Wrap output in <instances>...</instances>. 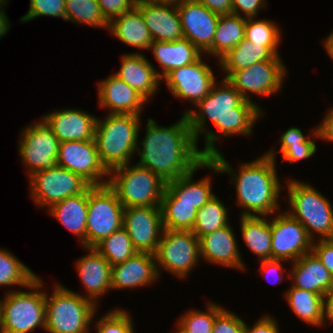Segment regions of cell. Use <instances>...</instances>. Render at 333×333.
Segmentation results:
<instances>
[{
    "label": "cell",
    "instance_id": "obj_1",
    "mask_svg": "<svg viewBox=\"0 0 333 333\" xmlns=\"http://www.w3.org/2000/svg\"><path fill=\"white\" fill-rule=\"evenodd\" d=\"M193 108H185L182 113L187 117L197 144L201 140L199 137H204L200 152L206 158L222 151L216 143L223 138L251 137L256 122L266 115L255 103L245 100L226 78L217 80L210 93ZM207 122L217 131L210 129Z\"/></svg>",
    "mask_w": 333,
    "mask_h": 333
},
{
    "label": "cell",
    "instance_id": "obj_2",
    "mask_svg": "<svg viewBox=\"0 0 333 333\" xmlns=\"http://www.w3.org/2000/svg\"><path fill=\"white\" fill-rule=\"evenodd\" d=\"M145 125L144 137L138 139L136 163L166 183L189 174L206 159L185 114L169 126L159 125L153 118H148Z\"/></svg>",
    "mask_w": 333,
    "mask_h": 333
},
{
    "label": "cell",
    "instance_id": "obj_3",
    "mask_svg": "<svg viewBox=\"0 0 333 333\" xmlns=\"http://www.w3.org/2000/svg\"><path fill=\"white\" fill-rule=\"evenodd\" d=\"M225 157L221 151L206 158L205 169L214 175H229L236 193L235 205L241 208L238 216H271L281 210L284 183L277 172V161L264 152L234 168Z\"/></svg>",
    "mask_w": 333,
    "mask_h": 333
},
{
    "label": "cell",
    "instance_id": "obj_4",
    "mask_svg": "<svg viewBox=\"0 0 333 333\" xmlns=\"http://www.w3.org/2000/svg\"><path fill=\"white\" fill-rule=\"evenodd\" d=\"M104 116H98L94 140L100 161L110 172L114 168L132 163L135 159L142 116L108 113Z\"/></svg>",
    "mask_w": 333,
    "mask_h": 333
},
{
    "label": "cell",
    "instance_id": "obj_5",
    "mask_svg": "<svg viewBox=\"0 0 333 333\" xmlns=\"http://www.w3.org/2000/svg\"><path fill=\"white\" fill-rule=\"evenodd\" d=\"M284 179L287 190L288 212L305 228L309 237L315 240L333 239V206L330 199L310 182L295 178Z\"/></svg>",
    "mask_w": 333,
    "mask_h": 333
},
{
    "label": "cell",
    "instance_id": "obj_6",
    "mask_svg": "<svg viewBox=\"0 0 333 333\" xmlns=\"http://www.w3.org/2000/svg\"><path fill=\"white\" fill-rule=\"evenodd\" d=\"M38 275L24 289L0 297V333H31L45 328L46 288ZM45 290V291H44Z\"/></svg>",
    "mask_w": 333,
    "mask_h": 333
},
{
    "label": "cell",
    "instance_id": "obj_7",
    "mask_svg": "<svg viewBox=\"0 0 333 333\" xmlns=\"http://www.w3.org/2000/svg\"><path fill=\"white\" fill-rule=\"evenodd\" d=\"M52 285L51 293L46 290L44 330L47 333H90L94 314L100 308L57 281Z\"/></svg>",
    "mask_w": 333,
    "mask_h": 333
},
{
    "label": "cell",
    "instance_id": "obj_8",
    "mask_svg": "<svg viewBox=\"0 0 333 333\" xmlns=\"http://www.w3.org/2000/svg\"><path fill=\"white\" fill-rule=\"evenodd\" d=\"M108 185L127 208L161 206L166 182L148 168L132 162L112 169Z\"/></svg>",
    "mask_w": 333,
    "mask_h": 333
},
{
    "label": "cell",
    "instance_id": "obj_9",
    "mask_svg": "<svg viewBox=\"0 0 333 333\" xmlns=\"http://www.w3.org/2000/svg\"><path fill=\"white\" fill-rule=\"evenodd\" d=\"M155 259L159 278L166 271L186 280L201 262L200 240L190 230L164 229Z\"/></svg>",
    "mask_w": 333,
    "mask_h": 333
},
{
    "label": "cell",
    "instance_id": "obj_10",
    "mask_svg": "<svg viewBox=\"0 0 333 333\" xmlns=\"http://www.w3.org/2000/svg\"><path fill=\"white\" fill-rule=\"evenodd\" d=\"M288 68L281 56H275L271 60L257 62L246 69L236 72H221L247 101L255 103L264 113L265 110L259 103L252 101L253 95L267 98L284 88V82L288 79ZM287 77V78H286Z\"/></svg>",
    "mask_w": 333,
    "mask_h": 333
},
{
    "label": "cell",
    "instance_id": "obj_11",
    "mask_svg": "<svg viewBox=\"0 0 333 333\" xmlns=\"http://www.w3.org/2000/svg\"><path fill=\"white\" fill-rule=\"evenodd\" d=\"M124 207L108 185L88 188L86 248H94L114 231L123 227Z\"/></svg>",
    "mask_w": 333,
    "mask_h": 333
},
{
    "label": "cell",
    "instance_id": "obj_12",
    "mask_svg": "<svg viewBox=\"0 0 333 333\" xmlns=\"http://www.w3.org/2000/svg\"><path fill=\"white\" fill-rule=\"evenodd\" d=\"M19 134L18 154L26 168L27 177L37 171L58 166L60 141L42 118L29 123Z\"/></svg>",
    "mask_w": 333,
    "mask_h": 333
},
{
    "label": "cell",
    "instance_id": "obj_13",
    "mask_svg": "<svg viewBox=\"0 0 333 333\" xmlns=\"http://www.w3.org/2000/svg\"><path fill=\"white\" fill-rule=\"evenodd\" d=\"M27 181L30 198L45 210L67 197L84 193L91 186L81 176L60 166L37 171Z\"/></svg>",
    "mask_w": 333,
    "mask_h": 333
},
{
    "label": "cell",
    "instance_id": "obj_14",
    "mask_svg": "<svg viewBox=\"0 0 333 333\" xmlns=\"http://www.w3.org/2000/svg\"><path fill=\"white\" fill-rule=\"evenodd\" d=\"M206 57V58H205ZM204 58L207 61H204ZM208 56L203 54L197 61L167 73L161 82H165L171 95L183 102L190 103L193 107L204 99L217 81L209 62Z\"/></svg>",
    "mask_w": 333,
    "mask_h": 333
},
{
    "label": "cell",
    "instance_id": "obj_15",
    "mask_svg": "<svg viewBox=\"0 0 333 333\" xmlns=\"http://www.w3.org/2000/svg\"><path fill=\"white\" fill-rule=\"evenodd\" d=\"M271 233V259L291 263L312 252L313 240L306 228L284 209L271 215Z\"/></svg>",
    "mask_w": 333,
    "mask_h": 333
},
{
    "label": "cell",
    "instance_id": "obj_16",
    "mask_svg": "<svg viewBox=\"0 0 333 333\" xmlns=\"http://www.w3.org/2000/svg\"><path fill=\"white\" fill-rule=\"evenodd\" d=\"M58 166L81 176L91 186L108 184L109 172L102 165L95 140L60 142Z\"/></svg>",
    "mask_w": 333,
    "mask_h": 333
},
{
    "label": "cell",
    "instance_id": "obj_17",
    "mask_svg": "<svg viewBox=\"0 0 333 333\" xmlns=\"http://www.w3.org/2000/svg\"><path fill=\"white\" fill-rule=\"evenodd\" d=\"M123 228L138 252L155 254L164 231L161 207L124 208Z\"/></svg>",
    "mask_w": 333,
    "mask_h": 333
},
{
    "label": "cell",
    "instance_id": "obj_18",
    "mask_svg": "<svg viewBox=\"0 0 333 333\" xmlns=\"http://www.w3.org/2000/svg\"><path fill=\"white\" fill-rule=\"evenodd\" d=\"M177 9L184 38L205 54L212 47L220 15L196 0H180Z\"/></svg>",
    "mask_w": 333,
    "mask_h": 333
},
{
    "label": "cell",
    "instance_id": "obj_19",
    "mask_svg": "<svg viewBox=\"0 0 333 333\" xmlns=\"http://www.w3.org/2000/svg\"><path fill=\"white\" fill-rule=\"evenodd\" d=\"M234 227L228 225L202 236L200 240V258L203 261L227 268L246 271L247 265L239 250Z\"/></svg>",
    "mask_w": 333,
    "mask_h": 333
},
{
    "label": "cell",
    "instance_id": "obj_20",
    "mask_svg": "<svg viewBox=\"0 0 333 333\" xmlns=\"http://www.w3.org/2000/svg\"><path fill=\"white\" fill-rule=\"evenodd\" d=\"M98 105L108 114H136L149 104L148 101L134 88L118 78L115 74L97 82Z\"/></svg>",
    "mask_w": 333,
    "mask_h": 333
},
{
    "label": "cell",
    "instance_id": "obj_21",
    "mask_svg": "<svg viewBox=\"0 0 333 333\" xmlns=\"http://www.w3.org/2000/svg\"><path fill=\"white\" fill-rule=\"evenodd\" d=\"M95 114L76 108L54 109L42 115L60 142L85 141L95 138L97 118Z\"/></svg>",
    "mask_w": 333,
    "mask_h": 333
},
{
    "label": "cell",
    "instance_id": "obj_22",
    "mask_svg": "<svg viewBox=\"0 0 333 333\" xmlns=\"http://www.w3.org/2000/svg\"><path fill=\"white\" fill-rule=\"evenodd\" d=\"M85 255L76 260L75 268L85 293L80 294L91 300L98 308L100 298L111 291L110 263L95 249L83 248ZM109 291V292H108Z\"/></svg>",
    "mask_w": 333,
    "mask_h": 333
},
{
    "label": "cell",
    "instance_id": "obj_23",
    "mask_svg": "<svg viewBox=\"0 0 333 333\" xmlns=\"http://www.w3.org/2000/svg\"><path fill=\"white\" fill-rule=\"evenodd\" d=\"M155 254L138 252L124 262L112 265L111 290H127L152 286L160 282Z\"/></svg>",
    "mask_w": 333,
    "mask_h": 333
},
{
    "label": "cell",
    "instance_id": "obj_24",
    "mask_svg": "<svg viewBox=\"0 0 333 333\" xmlns=\"http://www.w3.org/2000/svg\"><path fill=\"white\" fill-rule=\"evenodd\" d=\"M120 61V69L114 74L139 92L149 103L151 100L154 101L162 83L152 61L144 53L130 52L123 54Z\"/></svg>",
    "mask_w": 333,
    "mask_h": 333
},
{
    "label": "cell",
    "instance_id": "obj_25",
    "mask_svg": "<svg viewBox=\"0 0 333 333\" xmlns=\"http://www.w3.org/2000/svg\"><path fill=\"white\" fill-rule=\"evenodd\" d=\"M205 169V160L192 172L166 183L161 203H187L199 210L215 195L211 174L194 180L196 172Z\"/></svg>",
    "mask_w": 333,
    "mask_h": 333
},
{
    "label": "cell",
    "instance_id": "obj_26",
    "mask_svg": "<svg viewBox=\"0 0 333 333\" xmlns=\"http://www.w3.org/2000/svg\"><path fill=\"white\" fill-rule=\"evenodd\" d=\"M153 41H176L184 38L177 4L137 1Z\"/></svg>",
    "mask_w": 333,
    "mask_h": 333
},
{
    "label": "cell",
    "instance_id": "obj_27",
    "mask_svg": "<svg viewBox=\"0 0 333 333\" xmlns=\"http://www.w3.org/2000/svg\"><path fill=\"white\" fill-rule=\"evenodd\" d=\"M289 279L293 287L309 290L327 298L333 291V276L313 252L291 262Z\"/></svg>",
    "mask_w": 333,
    "mask_h": 333
},
{
    "label": "cell",
    "instance_id": "obj_28",
    "mask_svg": "<svg viewBox=\"0 0 333 333\" xmlns=\"http://www.w3.org/2000/svg\"><path fill=\"white\" fill-rule=\"evenodd\" d=\"M282 295L291 312L301 322L312 328L327 327L326 297L292 285L285 289Z\"/></svg>",
    "mask_w": 333,
    "mask_h": 333
},
{
    "label": "cell",
    "instance_id": "obj_29",
    "mask_svg": "<svg viewBox=\"0 0 333 333\" xmlns=\"http://www.w3.org/2000/svg\"><path fill=\"white\" fill-rule=\"evenodd\" d=\"M149 50L153 53L159 68H161V70L158 69V66L155 68V72L160 79L172 70L194 63L203 55L186 38L176 41H153Z\"/></svg>",
    "mask_w": 333,
    "mask_h": 333
},
{
    "label": "cell",
    "instance_id": "obj_30",
    "mask_svg": "<svg viewBox=\"0 0 333 333\" xmlns=\"http://www.w3.org/2000/svg\"><path fill=\"white\" fill-rule=\"evenodd\" d=\"M49 216L71 232L82 248H86V225L88 213V189L70 196L47 209Z\"/></svg>",
    "mask_w": 333,
    "mask_h": 333
},
{
    "label": "cell",
    "instance_id": "obj_31",
    "mask_svg": "<svg viewBox=\"0 0 333 333\" xmlns=\"http://www.w3.org/2000/svg\"><path fill=\"white\" fill-rule=\"evenodd\" d=\"M108 33L117 38L121 43L133 47L142 54L153 42L149 29L144 22L141 11L135 6L132 10L112 19L108 25Z\"/></svg>",
    "mask_w": 333,
    "mask_h": 333
},
{
    "label": "cell",
    "instance_id": "obj_32",
    "mask_svg": "<svg viewBox=\"0 0 333 333\" xmlns=\"http://www.w3.org/2000/svg\"><path fill=\"white\" fill-rule=\"evenodd\" d=\"M239 230L246 247L258 261L271 259V216H239Z\"/></svg>",
    "mask_w": 333,
    "mask_h": 333
},
{
    "label": "cell",
    "instance_id": "obj_33",
    "mask_svg": "<svg viewBox=\"0 0 333 333\" xmlns=\"http://www.w3.org/2000/svg\"><path fill=\"white\" fill-rule=\"evenodd\" d=\"M246 21V18L233 13L220 15L212 47L205 53V55L216 58V62H218L230 50L245 39Z\"/></svg>",
    "mask_w": 333,
    "mask_h": 333
},
{
    "label": "cell",
    "instance_id": "obj_34",
    "mask_svg": "<svg viewBox=\"0 0 333 333\" xmlns=\"http://www.w3.org/2000/svg\"><path fill=\"white\" fill-rule=\"evenodd\" d=\"M275 56L267 46L243 39L217 63L221 72H236L257 62L271 60Z\"/></svg>",
    "mask_w": 333,
    "mask_h": 333
},
{
    "label": "cell",
    "instance_id": "obj_35",
    "mask_svg": "<svg viewBox=\"0 0 333 333\" xmlns=\"http://www.w3.org/2000/svg\"><path fill=\"white\" fill-rule=\"evenodd\" d=\"M37 276L38 274L34 273L13 252L0 247V287L10 286L5 293L13 292L16 287L25 289Z\"/></svg>",
    "mask_w": 333,
    "mask_h": 333
},
{
    "label": "cell",
    "instance_id": "obj_36",
    "mask_svg": "<svg viewBox=\"0 0 333 333\" xmlns=\"http://www.w3.org/2000/svg\"><path fill=\"white\" fill-rule=\"evenodd\" d=\"M205 304V310L188 308L181 314L175 323V333H212L216 315L223 306L210 299Z\"/></svg>",
    "mask_w": 333,
    "mask_h": 333
},
{
    "label": "cell",
    "instance_id": "obj_37",
    "mask_svg": "<svg viewBox=\"0 0 333 333\" xmlns=\"http://www.w3.org/2000/svg\"><path fill=\"white\" fill-rule=\"evenodd\" d=\"M228 208L218 196L211 198L197 212V218L192 232L200 239L230 222Z\"/></svg>",
    "mask_w": 333,
    "mask_h": 333
},
{
    "label": "cell",
    "instance_id": "obj_38",
    "mask_svg": "<svg viewBox=\"0 0 333 333\" xmlns=\"http://www.w3.org/2000/svg\"><path fill=\"white\" fill-rule=\"evenodd\" d=\"M66 22L108 31L109 22L102 15L97 0H66Z\"/></svg>",
    "mask_w": 333,
    "mask_h": 333
},
{
    "label": "cell",
    "instance_id": "obj_39",
    "mask_svg": "<svg viewBox=\"0 0 333 333\" xmlns=\"http://www.w3.org/2000/svg\"><path fill=\"white\" fill-rule=\"evenodd\" d=\"M279 24L269 19L248 18L245 27V39L251 43L267 46L276 56H281L279 47L282 30Z\"/></svg>",
    "mask_w": 333,
    "mask_h": 333
},
{
    "label": "cell",
    "instance_id": "obj_40",
    "mask_svg": "<svg viewBox=\"0 0 333 333\" xmlns=\"http://www.w3.org/2000/svg\"><path fill=\"white\" fill-rule=\"evenodd\" d=\"M109 263L115 265L126 261L138 251L134 248L131 238L126 230L114 231L94 247Z\"/></svg>",
    "mask_w": 333,
    "mask_h": 333
},
{
    "label": "cell",
    "instance_id": "obj_41",
    "mask_svg": "<svg viewBox=\"0 0 333 333\" xmlns=\"http://www.w3.org/2000/svg\"><path fill=\"white\" fill-rule=\"evenodd\" d=\"M130 313L127 309L115 307L110 311L106 310L105 314L102 313L97 319V311L91 326L95 333H135V324Z\"/></svg>",
    "mask_w": 333,
    "mask_h": 333
},
{
    "label": "cell",
    "instance_id": "obj_42",
    "mask_svg": "<svg viewBox=\"0 0 333 333\" xmlns=\"http://www.w3.org/2000/svg\"><path fill=\"white\" fill-rule=\"evenodd\" d=\"M164 229L190 230L194 228L198 210L187 203H161Z\"/></svg>",
    "mask_w": 333,
    "mask_h": 333
},
{
    "label": "cell",
    "instance_id": "obj_43",
    "mask_svg": "<svg viewBox=\"0 0 333 333\" xmlns=\"http://www.w3.org/2000/svg\"><path fill=\"white\" fill-rule=\"evenodd\" d=\"M29 10L19 19L20 23H28L38 17H56L66 22V0H29Z\"/></svg>",
    "mask_w": 333,
    "mask_h": 333
},
{
    "label": "cell",
    "instance_id": "obj_44",
    "mask_svg": "<svg viewBox=\"0 0 333 333\" xmlns=\"http://www.w3.org/2000/svg\"><path fill=\"white\" fill-rule=\"evenodd\" d=\"M319 140V134L316 130L302 145L287 146L282 152V162L293 164L304 159H310L316 155V141Z\"/></svg>",
    "mask_w": 333,
    "mask_h": 333
},
{
    "label": "cell",
    "instance_id": "obj_45",
    "mask_svg": "<svg viewBox=\"0 0 333 333\" xmlns=\"http://www.w3.org/2000/svg\"><path fill=\"white\" fill-rule=\"evenodd\" d=\"M309 130L311 131L307 133L308 135H306L299 127L292 126L288 128L287 130L283 131V133H281V136H279V149H275L277 146L274 145L272 148L270 147V150L266 151L265 153L277 161V152H282L287 146L302 145L317 130V125H315V127L313 126V128Z\"/></svg>",
    "mask_w": 333,
    "mask_h": 333
},
{
    "label": "cell",
    "instance_id": "obj_46",
    "mask_svg": "<svg viewBox=\"0 0 333 333\" xmlns=\"http://www.w3.org/2000/svg\"><path fill=\"white\" fill-rule=\"evenodd\" d=\"M289 263L283 259H267L259 261V269L257 272H260V277H262L267 282H271L272 285H278L285 280H289L290 270L283 265V263ZM286 273V275H285Z\"/></svg>",
    "mask_w": 333,
    "mask_h": 333
},
{
    "label": "cell",
    "instance_id": "obj_47",
    "mask_svg": "<svg viewBox=\"0 0 333 333\" xmlns=\"http://www.w3.org/2000/svg\"><path fill=\"white\" fill-rule=\"evenodd\" d=\"M245 320L231 310L223 308L214 321L212 333H244Z\"/></svg>",
    "mask_w": 333,
    "mask_h": 333
},
{
    "label": "cell",
    "instance_id": "obj_48",
    "mask_svg": "<svg viewBox=\"0 0 333 333\" xmlns=\"http://www.w3.org/2000/svg\"><path fill=\"white\" fill-rule=\"evenodd\" d=\"M104 18L110 22L112 19L132 10L137 0H97Z\"/></svg>",
    "mask_w": 333,
    "mask_h": 333
},
{
    "label": "cell",
    "instance_id": "obj_49",
    "mask_svg": "<svg viewBox=\"0 0 333 333\" xmlns=\"http://www.w3.org/2000/svg\"><path fill=\"white\" fill-rule=\"evenodd\" d=\"M268 0H232V13L243 18H256L266 10ZM265 9V10H264ZM261 10V11H260Z\"/></svg>",
    "mask_w": 333,
    "mask_h": 333
},
{
    "label": "cell",
    "instance_id": "obj_50",
    "mask_svg": "<svg viewBox=\"0 0 333 333\" xmlns=\"http://www.w3.org/2000/svg\"><path fill=\"white\" fill-rule=\"evenodd\" d=\"M244 333H282L278 319L271 314H262L251 326L245 321Z\"/></svg>",
    "mask_w": 333,
    "mask_h": 333
},
{
    "label": "cell",
    "instance_id": "obj_51",
    "mask_svg": "<svg viewBox=\"0 0 333 333\" xmlns=\"http://www.w3.org/2000/svg\"><path fill=\"white\" fill-rule=\"evenodd\" d=\"M312 252L333 275V239L313 241Z\"/></svg>",
    "mask_w": 333,
    "mask_h": 333
},
{
    "label": "cell",
    "instance_id": "obj_52",
    "mask_svg": "<svg viewBox=\"0 0 333 333\" xmlns=\"http://www.w3.org/2000/svg\"><path fill=\"white\" fill-rule=\"evenodd\" d=\"M319 140L333 142V105L324 112V117L317 125Z\"/></svg>",
    "mask_w": 333,
    "mask_h": 333
},
{
    "label": "cell",
    "instance_id": "obj_53",
    "mask_svg": "<svg viewBox=\"0 0 333 333\" xmlns=\"http://www.w3.org/2000/svg\"><path fill=\"white\" fill-rule=\"evenodd\" d=\"M206 6L210 11L225 15L232 13V0H196Z\"/></svg>",
    "mask_w": 333,
    "mask_h": 333
},
{
    "label": "cell",
    "instance_id": "obj_54",
    "mask_svg": "<svg viewBox=\"0 0 333 333\" xmlns=\"http://www.w3.org/2000/svg\"><path fill=\"white\" fill-rule=\"evenodd\" d=\"M9 0H0V39L11 30V23L5 11Z\"/></svg>",
    "mask_w": 333,
    "mask_h": 333
},
{
    "label": "cell",
    "instance_id": "obj_55",
    "mask_svg": "<svg viewBox=\"0 0 333 333\" xmlns=\"http://www.w3.org/2000/svg\"><path fill=\"white\" fill-rule=\"evenodd\" d=\"M323 47L327 53V55L330 57V59L333 61V30L327 34L325 38H323Z\"/></svg>",
    "mask_w": 333,
    "mask_h": 333
},
{
    "label": "cell",
    "instance_id": "obj_56",
    "mask_svg": "<svg viewBox=\"0 0 333 333\" xmlns=\"http://www.w3.org/2000/svg\"><path fill=\"white\" fill-rule=\"evenodd\" d=\"M326 306H327V325H328L329 323L333 322V291L330 292L326 298Z\"/></svg>",
    "mask_w": 333,
    "mask_h": 333
},
{
    "label": "cell",
    "instance_id": "obj_57",
    "mask_svg": "<svg viewBox=\"0 0 333 333\" xmlns=\"http://www.w3.org/2000/svg\"><path fill=\"white\" fill-rule=\"evenodd\" d=\"M137 1H145V2H153V3L177 4L180 0H137Z\"/></svg>",
    "mask_w": 333,
    "mask_h": 333
}]
</instances>
